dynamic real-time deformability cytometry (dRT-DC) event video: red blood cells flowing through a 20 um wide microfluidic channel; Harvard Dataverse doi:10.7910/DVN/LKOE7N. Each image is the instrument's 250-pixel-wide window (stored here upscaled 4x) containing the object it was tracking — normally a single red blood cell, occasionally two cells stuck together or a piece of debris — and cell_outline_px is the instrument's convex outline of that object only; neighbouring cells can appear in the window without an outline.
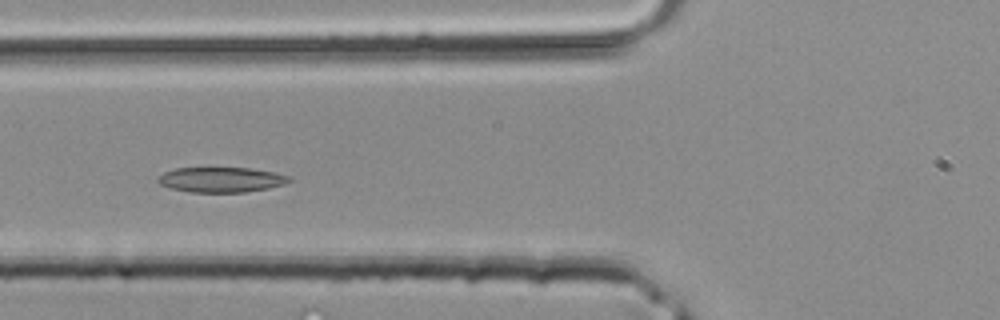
{"species": "common noctule bat (a hibernating species)", "species_latin": "Nyctalus noctula", "temperature_condition": "room temperature", "stored_images_in_passage": 38, "camera_frame_rate_fps": 3000, "um_per_image_px": 0.085, "animal": {"sex": "male", "body_mass_g": 20.4}, "frame": {"image": 1, "passage_image": 13, "time_ms": 4.0, "image_size_px": [1000, 320], "cell_outline_px": [[292, 180], [284, 184], [268, 188], [244, 192], [192, 192], [172, 188], [160, 184], [156, 180], [164, 172], [176, 168], [208, 164], [248, 168], [272, 172], [288, 176]], "centroid_in_image_um": [18.74, 15.21], "position_along_channel_um": 107.1, "area_um2": 19.94}}
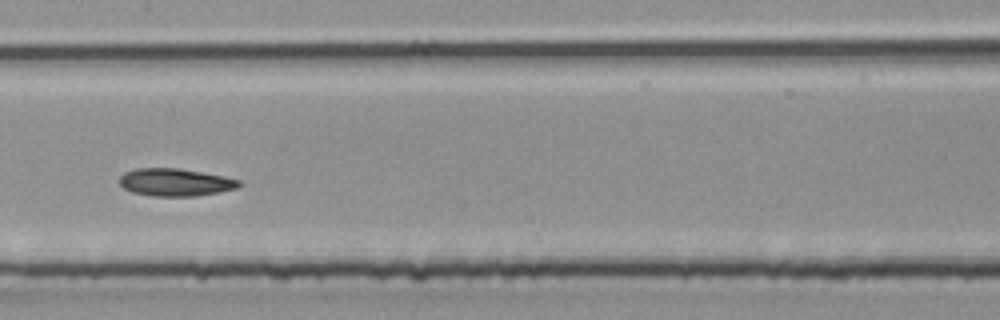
{"frame": {"image": 2, "passage_image": 18, "time_ms": 5.667, "image_size_px": [1000, 320], "cell_outline_px": [[244, 184], [236, 188], [220, 192], [196, 196], [156, 196], [132, 192], [124, 188], [120, 184], [120, 176], [124, 172], [136, 168], [176, 168], [224, 176], [240, 180]], "centroid_in_image_um": [14.92, 15.49], "position_along_channel_um": 192.5, "area_um2": 19.19}}
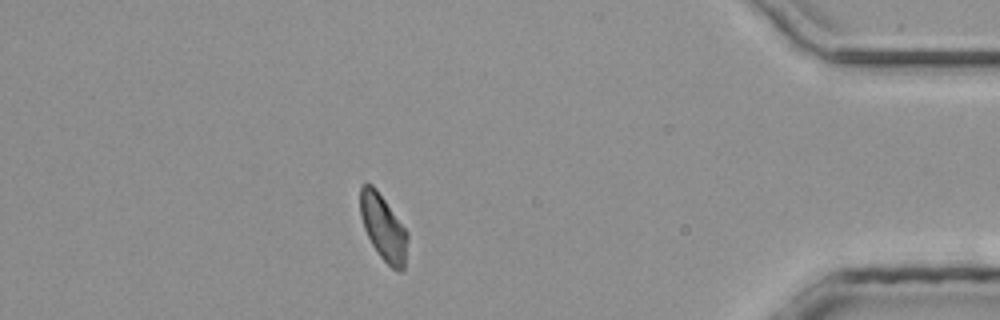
{"frame": {"image": 3, "passage_image": 33, "time_ms": 10.667, "image_size_px": [1000, 320], "cell_outline_px": [[408, 240], [404, 268], [400, 272], [396, 272], [380, 256], [372, 244], [364, 228], [360, 216], [360, 184], [372, 184], [376, 188], [408, 232]], "centroid_in_image_um": [32.58, 19.34], "position_along_channel_um": 402.6, "area_um2": 18.15}}